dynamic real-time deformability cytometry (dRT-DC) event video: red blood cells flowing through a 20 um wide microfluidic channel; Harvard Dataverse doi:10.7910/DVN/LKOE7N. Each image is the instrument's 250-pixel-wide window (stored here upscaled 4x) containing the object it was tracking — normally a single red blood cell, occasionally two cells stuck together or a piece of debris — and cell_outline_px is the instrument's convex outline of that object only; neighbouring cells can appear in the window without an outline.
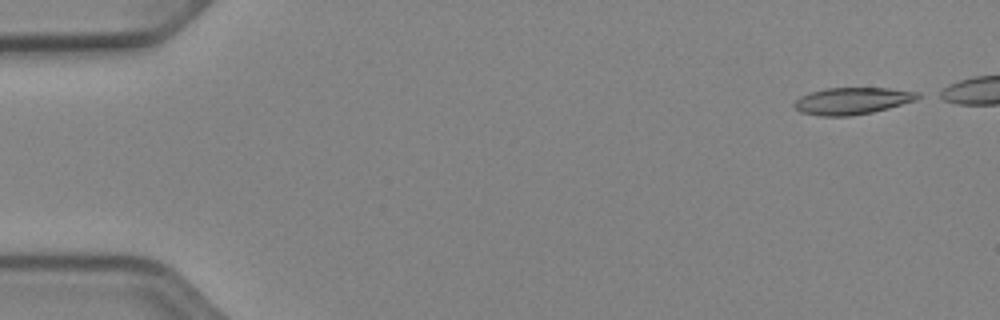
{"species": "Egyptian fruit bat (a non-hibernating species)", "species_latin": "Rousettus aegyptiacus", "temperature_condition": "cold", "stored_images_in_passage": 45, "camera_frame_rate_fps": 3000, "um_per_image_px": 0.085, "animal": {"sex": "female"}, "frame": {"image": 1, "passage_image": 1, "time_ms": 0.0, "image_size_px": [1000, 320], "cell_outline_px": [[924, 96], [916, 100], [888, 108], [872, 112], [848, 116], [820, 116], [800, 112], [792, 104], [800, 96], [824, 88], [888, 88], [920, 92]], "centroid_in_image_um": [72.46, 8.57], "position_along_channel_um": 12.5, "area_um2": 19.42}}
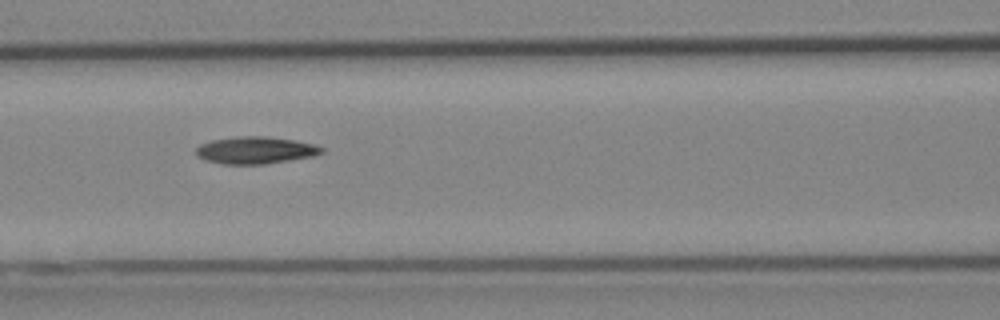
{"frame": {"image": 2, "passage_image": 21, "time_ms": 6.667, "image_size_px": [1000, 320], "cell_outline_px": [[324, 152], [312, 156], [264, 164], [220, 164], [204, 160], [196, 156], [196, 148], [200, 144], [212, 140], [236, 136], [268, 136], [316, 144], [324, 148]], "centroid_in_image_um": [21.68, 12.76], "position_along_channel_um": 144.9, "area_um2": 19.94}}
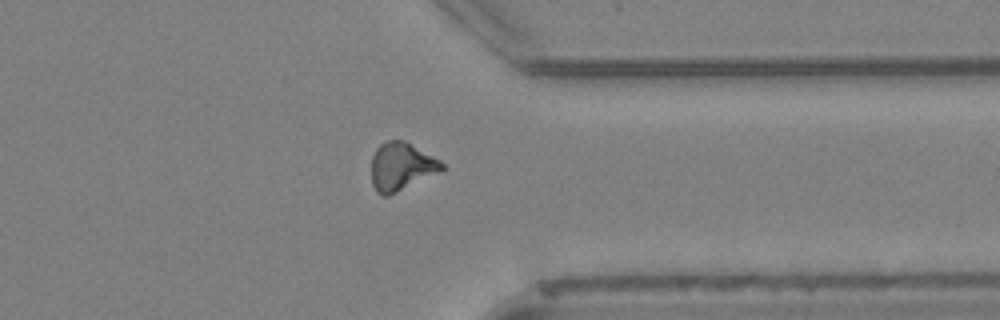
{"frame": {"image": 3, "passage_image": 39, "time_ms": 12.667, "image_size_px": [1000, 320], "cell_outline_px": [[444, 168], [440, 172], [388, 196], [380, 196], [376, 192], [372, 184], [372, 156], [376, 148], [380, 144], [388, 140], [404, 140], [440, 160], [444, 164]], "centroid_in_image_um": [34.1, 14.16], "position_along_channel_um": 377.3, "area_um2": 19.71}, "authors_computed_cell_mechanics": {"area_um2": 19.3052, "velocity_mm_per_s": 3.9299, "shape_relaxation_time_tau1_ms": 7.4236, "shape_relaxation_time_tau2_ms": 8.6357, "deformation_change_tau1": 0.1855, "deformation_change_tau2": 0.1922}}